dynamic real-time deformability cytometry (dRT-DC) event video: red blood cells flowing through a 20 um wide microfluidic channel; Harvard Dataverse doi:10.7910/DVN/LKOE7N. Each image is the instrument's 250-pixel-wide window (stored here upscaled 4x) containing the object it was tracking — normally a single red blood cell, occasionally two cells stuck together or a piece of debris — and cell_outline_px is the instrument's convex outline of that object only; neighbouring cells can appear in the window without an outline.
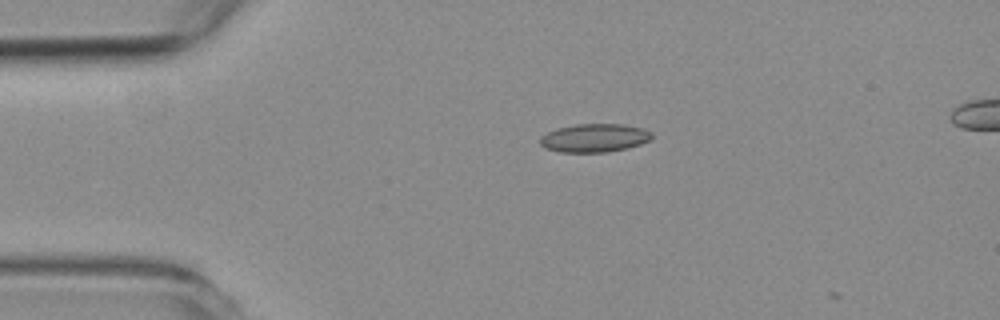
{"species": "common noctule bat (a hibernating species)", "species_latin": "Nyctalus noctula", "temperature_condition": "room temperature", "stored_images_in_passage": 3, "camera_frame_rate_fps": 3000, "um_per_image_px": 0.085, "animal": {"sex": "female", "body_mass_g": 19.3, "forearm_length_mm": 54.1}, "frame": {"image": 1, "passage_image": 1, "time_ms": 0.0, "image_size_px": [1000, 320], "cell_outline_px": [[652, 140], [628, 148], [608, 152], [560, 152], [544, 148], [540, 144], [540, 136], [556, 128], [576, 124], [624, 124], [644, 128], [652, 132]], "centroid_in_image_um": [50.54, 11.72], "position_along_channel_um": 34.5, "area_um2": 18.73}}